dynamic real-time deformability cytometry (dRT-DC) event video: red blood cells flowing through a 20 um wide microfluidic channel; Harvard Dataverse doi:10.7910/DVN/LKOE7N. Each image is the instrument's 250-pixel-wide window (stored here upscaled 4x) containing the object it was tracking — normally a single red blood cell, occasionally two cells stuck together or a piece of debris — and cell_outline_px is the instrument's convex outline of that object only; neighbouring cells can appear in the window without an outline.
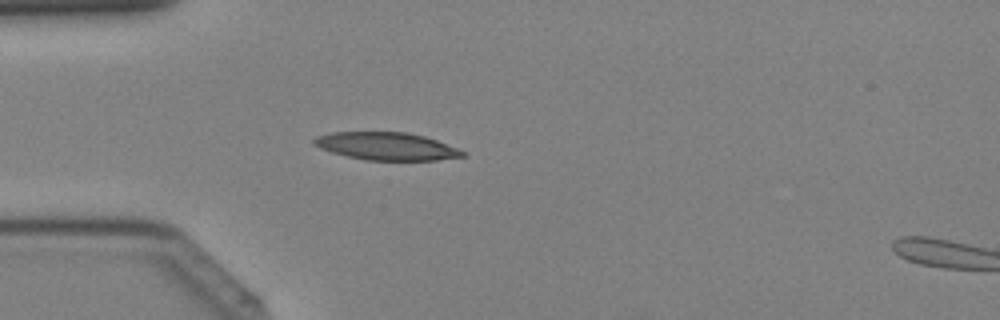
{"species": "Egyptian fruit bat (a non-hibernating species)", "species_latin": "Rousettus aegyptiacus", "temperature_condition": "cold", "stored_images_in_passage": 31, "camera_frame_rate_fps": 3000, "um_per_image_px": 0.085, "animal": {"sex": "female"}, "frame": {"image": 1, "passage_image": 3, "time_ms": 0.667, "image_size_px": [1000, 320], "cell_outline_px": [[468, 156], [436, 160], [368, 160], [348, 156], [332, 152], [320, 148], [312, 144], [312, 140], [316, 136], [328, 132], [408, 132], [424, 136], [436, 140], [468, 152]], "centroid_in_image_um": [32.87, 12.42], "position_along_channel_um": 52.1, "area_um2": 24.1}}
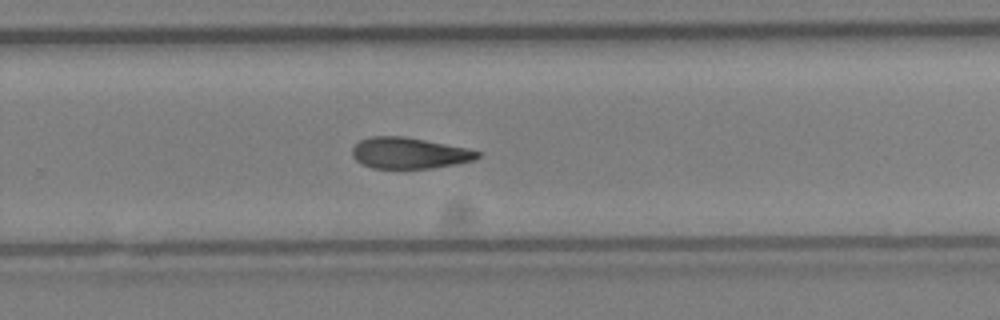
{"frame": {"image": 2, "passage_image": 18, "time_ms": 5.667, "image_size_px": [1000, 320], "cell_outline_px": [[480, 156], [476, 160], [432, 168], [372, 168], [356, 160], [352, 156], [352, 148], [360, 140], [372, 136], [404, 136], [468, 148], [480, 152]], "centroid_in_image_um": [34.79, 13.01], "position_along_channel_um": 295.0, "area_um2": 22.66}}
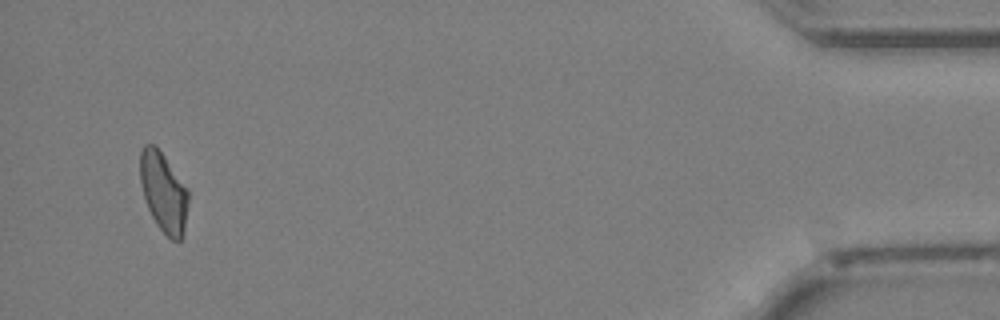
{"frame": {"image": 3, "passage_image": 30, "time_ms": 9.667, "image_size_px": [1000, 320], "cell_outline_px": [[188, 204], [184, 228], [180, 240], [172, 240], [156, 224], [148, 208], [144, 196], [140, 180], [140, 148], [144, 144], [156, 144], [188, 188]], "centroid_in_image_um": [13.89, 16.27], "position_along_channel_um": 421.3, "area_um2": 22.37}}